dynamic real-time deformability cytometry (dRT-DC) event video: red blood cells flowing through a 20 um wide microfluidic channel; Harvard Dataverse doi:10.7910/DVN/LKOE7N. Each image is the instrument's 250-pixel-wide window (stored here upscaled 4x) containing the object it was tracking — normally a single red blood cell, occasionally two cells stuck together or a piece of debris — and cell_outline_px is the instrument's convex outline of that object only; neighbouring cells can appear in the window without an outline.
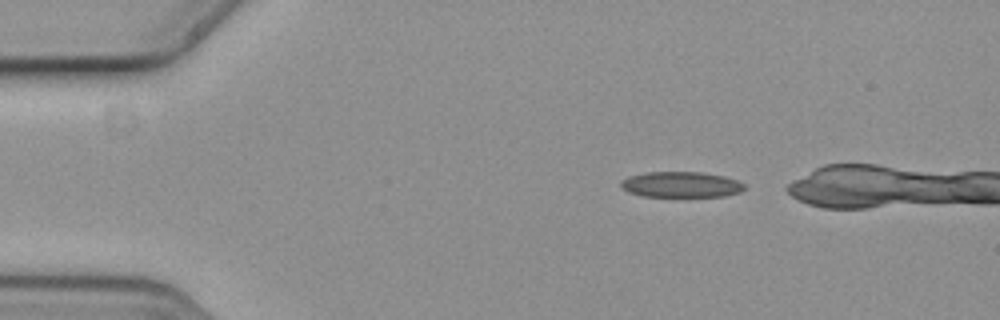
{"species": "common noctule bat (a hibernating species)", "species_latin": "Nyctalus noctula", "temperature_condition": "cold", "stored_images_in_passage": 4, "camera_frame_rate_fps": 3000, "um_per_image_px": 0.085, "animal": {"sex": "female", "body_mass_g": 19.3, "forearm_length_mm": 54.1}, "frame": {"image": 1, "passage_image": 1, "time_ms": 0.0, "image_size_px": [1000, 320], "cell_outline_px": [[744, 188], [740, 192], [724, 196], [640, 196], [628, 192], [620, 184], [620, 180], [628, 176], [648, 172], [700, 172], [724, 176], [736, 180], [744, 184]], "centroid_in_image_um": [57.86, 15.68], "position_along_channel_um": 27.1, "area_um2": 18.38}}